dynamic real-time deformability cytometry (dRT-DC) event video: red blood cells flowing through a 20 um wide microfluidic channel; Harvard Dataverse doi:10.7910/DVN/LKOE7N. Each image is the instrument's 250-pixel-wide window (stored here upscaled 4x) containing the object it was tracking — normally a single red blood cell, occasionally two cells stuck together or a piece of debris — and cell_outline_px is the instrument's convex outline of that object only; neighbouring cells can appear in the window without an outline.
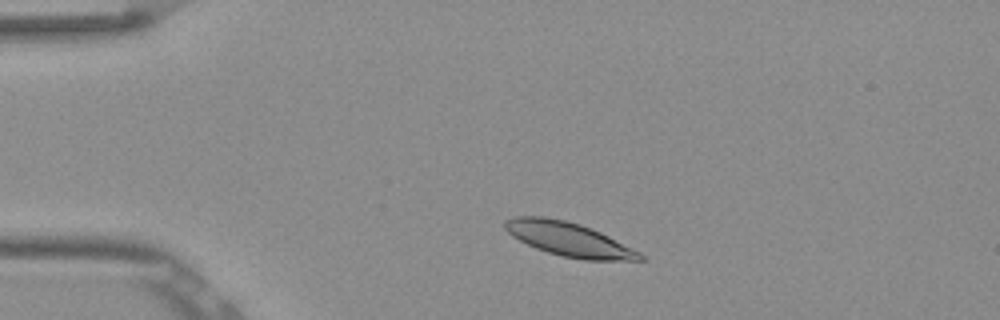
{"species": "Egyptian fruit bat (a non-hibernating species)", "species_latin": "Rousettus aegyptiacus", "temperature_condition": "room temperature", "stored_images_in_passage": 48, "camera_frame_rate_fps": 3000, "um_per_image_px": 0.085, "frame": {"image": 1, "passage_image": 6, "time_ms": 1.667, "image_size_px": [1000, 320], "cell_outline_px": [[648, 260], [584, 260], [564, 256], [548, 252], [536, 248], [512, 236], [504, 228], [504, 220], [516, 216], [544, 216], [564, 220], [580, 224], [600, 232], [640, 252]], "centroid_in_image_um": [48.34, 20.33], "position_along_channel_um": 36.7, "area_um2": 26.47}}
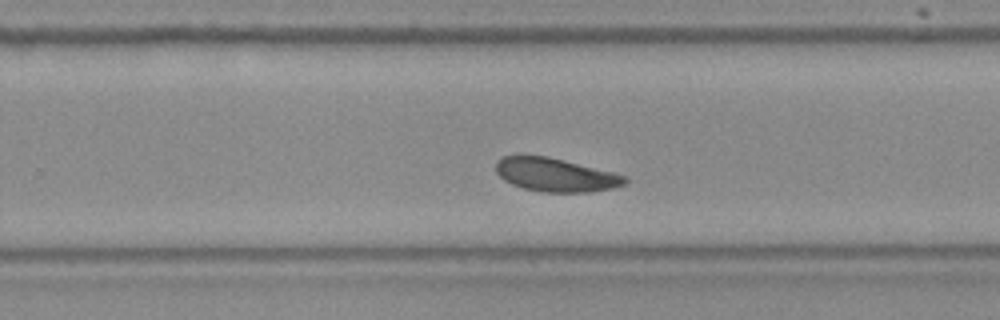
{"frame": {"image": 2, "passage_image": 29, "time_ms": 9.333, "image_size_px": [1000, 320], "cell_outline_px": [[628, 184], [612, 188], [588, 192], [544, 192], [524, 188], [512, 184], [504, 180], [496, 172], [496, 160], [504, 156], [548, 156], [616, 172], [624, 176], [628, 180]], "centroid_in_image_um": [47.26, 14.86], "position_along_channel_um": 282.5, "area_um2": 25.26}}
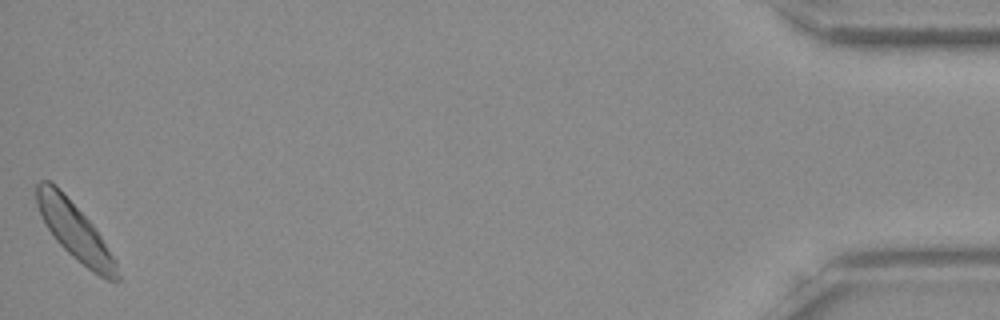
{"frame": {"image": 3, "passage_image": 48, "time_ms": 15.667, "image_size_px": [1000, 320], "cell_outline_px": [[120, 280], [108, 280], [92, 272], [72, 256], [56, 240], [48, 228], [36, 204], [36, 184], [40, 180], [48, 180], [56, 184], [60, 188], [92, 224], [116, 260], [120, 276]], "centroid_in_image_um": [6.36, 19.63], "position_along_channel_um": 428.8, "area_um2": 26.36}, "authors_computed_cell_mechanics": {"area_um2": 26.01, "velocity_mm_per_s": 3.7642, "shape_relaxation_time_tau1_ms": 2.4715, "shape_relaxation_time_tau2_ms": null, "deformation_change_tau1": 0.0777, "deformation_change_tau2": null}}